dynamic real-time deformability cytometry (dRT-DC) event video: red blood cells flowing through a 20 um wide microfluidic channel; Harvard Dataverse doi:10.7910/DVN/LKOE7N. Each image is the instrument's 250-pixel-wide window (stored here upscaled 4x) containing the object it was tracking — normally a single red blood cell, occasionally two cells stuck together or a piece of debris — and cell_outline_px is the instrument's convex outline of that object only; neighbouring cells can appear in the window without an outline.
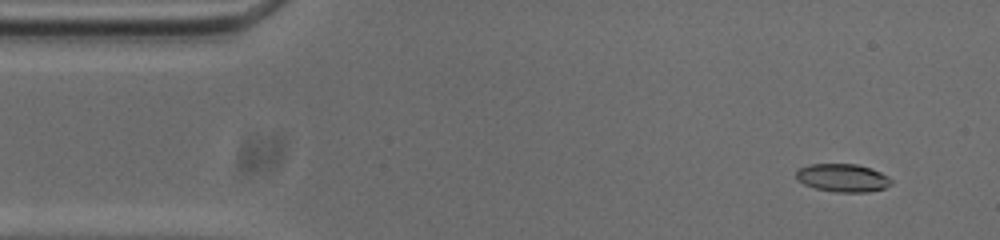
{"species": "common noctule bat (a hibernating species)", "species_latin": "Nyctalus noctula", "temperature_condition": "cold", "stored_images_in_passage": 54, "camera_frame_rate_fps": 3000, "um_per_image_px": 0.085, "animal": {"sex": "male", "body_mass_g": 20.0, "forearm_length_mm": 53.3}, "frame": {"image": 1, "passage_image": 4, "time_ms": 1.0, "image_size_px": [1000, 240], "cell_outline_px": [[892, 184], [884, 188], [868, 192], [836, 192], [816, 188], [804, 184], [796, 180], [796, 172], [800, 168], [808, 164], [856, 164], [872, 168], [888, 176], [892, 180]], "centroid_in_image_um": [71.64, 15.11], "position_along_channel_um": 13.4, "area_um2": 15.61}}
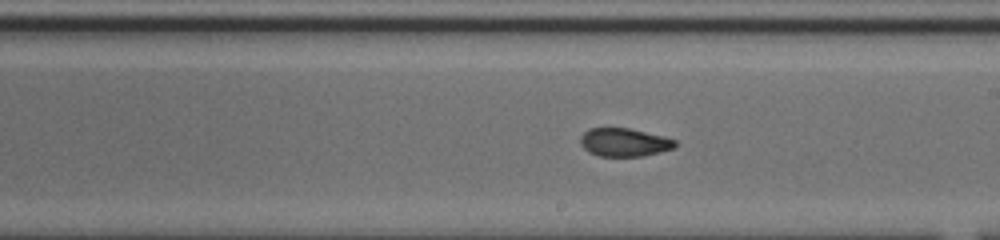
{"frame": {"image": 2, "passage_image": 29, "time_ms": 9.333, "image_size_px": [1000, 240], "cell_outline_px": [[676, 148], [644, 156], [600, 156], [588, 152], [580, 144], [580, 136], [588, 128], [628, 128], [664, 136], [676, 140]], "centroid_in_image_um": [53.06, 12.1], "position_along_channel_um": 235.9, "area_um2": 15.72}}
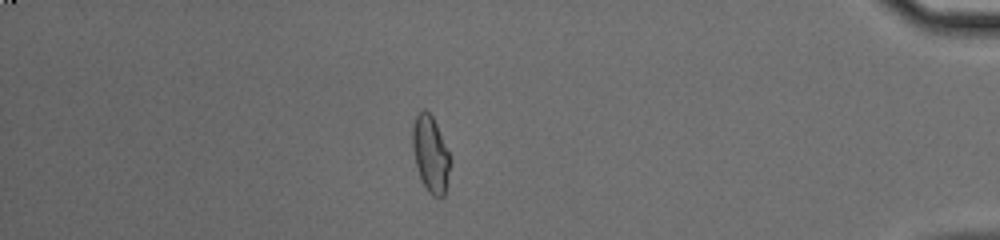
{"frame": {"image": 3, "passage_image": 46, "time_ms": 15.0, "image_size_px": [1000, 240], "cell_outline_px": [[452, 164], [444, 196], [432, 196], [428, 192], [420, 176], [416, 164], [412, 148], [412, 124], [416, 116], [424, 108], [432, 116], [436, 124], [448, 152]], "centroid_in_image_um": [36.6, 13.1], "position_along_channel_um": 398.6, "area_um2": 16.65}, "authors_computed_cell_mechanics": {"area_um2": 16.2418, "velocity_mm_per_s": 3.7374, "shape_relaxation_time_tau1_ms": null, "shape_relaxation_time_tau2_ms": 2.3556, "deformation_change_tau1": null, "deformation_change_tau2": 0.0838}}